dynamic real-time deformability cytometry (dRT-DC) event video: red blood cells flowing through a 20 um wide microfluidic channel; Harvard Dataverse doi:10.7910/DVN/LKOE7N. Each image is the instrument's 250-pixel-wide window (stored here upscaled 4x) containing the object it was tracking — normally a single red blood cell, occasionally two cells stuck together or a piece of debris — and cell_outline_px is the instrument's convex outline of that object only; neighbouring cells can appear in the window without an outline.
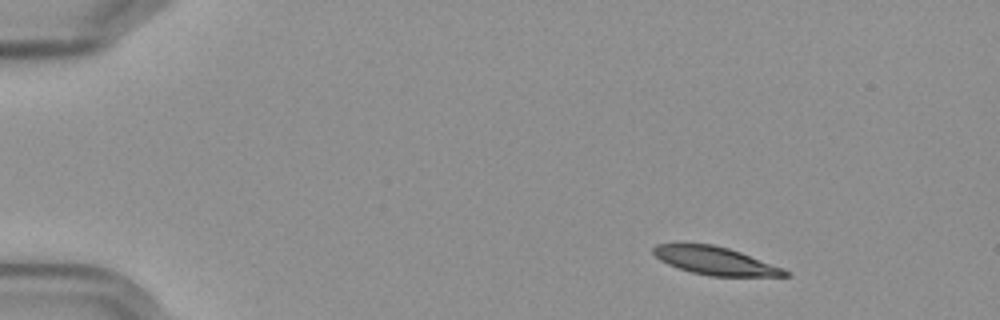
{"species": "Egyptian fruit bat (a non-hibernating species)", "species_latin": "Rousettus aegyptiacus", "temperature_condition": "cold", "stored_images_in_passage": 5, "camera_frame_rate_fps": 3000, "um_per_image_px": 0.085, "frame": {"image": 1, "passage_image": 1, "time_ms": 0.0, "image_size_px": [1000, 320], "cell_outline_px": [[788, 276], [712, 276], [692, 272], [668, 264], [660, 260], [652, 252], [652, 248], [656, 244], [712, 244], [728, 248], [740, 252], [784, 268], [788, 272]], "centroid_in_image_um": [60.79, 22.16], "position_along_channel_um": 24.2, "area_um2": 21.15}}
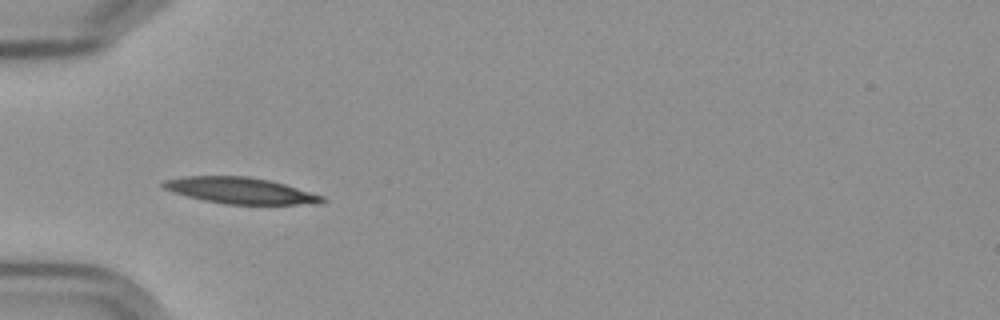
{"frame": {"image": 2, "passage_image": 4, "time_ms": 3.667, "image_size_px": [1000, 320], "cell_outline_px": [[328, 200], [320, 204], [224, 204], [204, 200], [188, 196], [164, 188], [160, 184], [164, 180], [184, 176], [248, 176], [268, 180], [284, 184], [324, 196]], "centroid_in_image_um": [20.47, 16.2], "position_along_channel_um": 64.5, "area_um2": 24.16}}
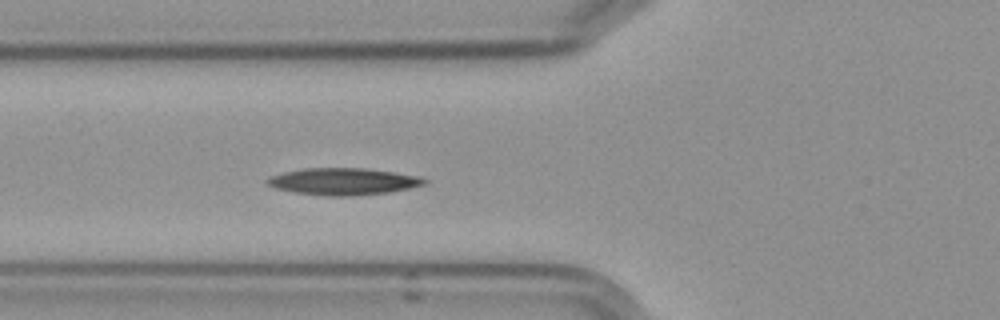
{"frame": {"image": 3, "passage_image": 5, "time_ms": 4.667, "image_size_px": [1000, 320], "cell_outline_px": [[428, 180], [424, 184], [392, 192], [352, 196], [328, 196], [296, 192], [276, 188], [268, 184], [264, 180], [272, 176], [284, 172], [304, 168], [364, 168], [420, 176]], "centroid_in_image_um": [29.19, 15.42], "position_along_channel_um": 96.6, "area_um2": 24.45}}